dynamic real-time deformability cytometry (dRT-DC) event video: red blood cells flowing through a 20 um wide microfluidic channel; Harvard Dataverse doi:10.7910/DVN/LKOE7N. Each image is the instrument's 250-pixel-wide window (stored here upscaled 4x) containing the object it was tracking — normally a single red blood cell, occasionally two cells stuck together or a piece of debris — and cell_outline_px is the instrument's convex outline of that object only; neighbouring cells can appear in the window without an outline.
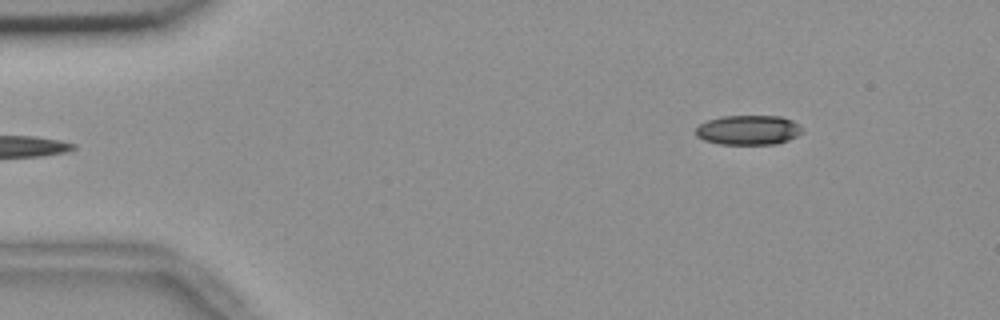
{"species": "common noctule bat (a hibernating species)", "species_latin": "Nyctalus noctula", "temperature_condition": "room temperature", "stored_images_in_passage": 49, "camera_frame_rate_fps": 3000, "um_per_image_px": 0.085, "animal": {"sex": "female", "body_mass_g": 18.4}, "frame": {"image": 1, "passage_image": 1, "time_ms": 0.0, "image_size_px": [1000, 320], "cell_outline_px": [[804, 132], [788, 140], [776, 144], [720, 144], [704, 140], [696, 136], [696, 128], [700, 124], [708, 120], [720, 116], [780, 116], [792, 120], [800, 124]], "centroid_in_image_um": [63.63, 11.05], "position_along_channel_um": 21.4, "area_um2": 18.5}}
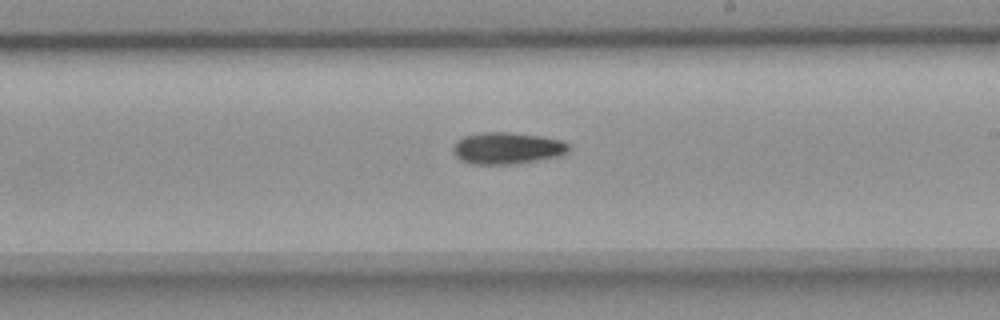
{"frame": {"image": 2, "passage_image": 26, "time_ms": 8.333, "image_size_px": [1000, 320], "cell_outline_px": [[568, 152], [560, 156], [516, 164], [472, 164], [460, 160], [456, 156], [452, 148], [456, 140], [464, 136], [484, 132], [508, 132], [540, 136], [564, 140], [568, 144]], "centroid_in_image_um": [43.11, 12.6], "position_along_channel_um": 245.9, "area_um2": 21.5}}
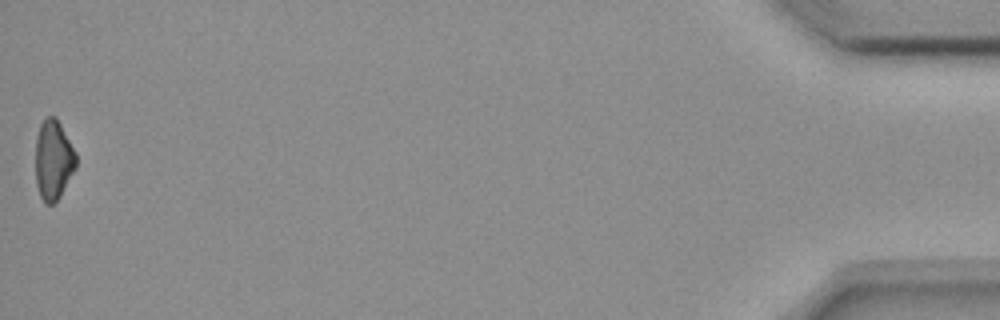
{"frame": {"image": 3, "passage_image": 49, "time_ms": 16.0, "image_size_px": [1000, 320], "cell_outline_px": [[76, 168], [60, 196], [52, 204], [44, 204], [40, 196], [36, 184], [36, 136], [40, 124], [44, 116], [56, 116], [76, 152]], "centroid_in_image_um": [4.53, 13.57], "position_along_channel_um": 430.7, "area_um2": 19.02}, "authors_computed_cell_mechanics": {"area_um2": 19.9988, "velocity_mm_per_s": 3.6801, "shape_relaxation_time_tau1_ms": 5.3601, "shape_relaxation_time_tau2_ms": null, "deformation_change_tau1": 0.1488, "deformation_change_tau2": null}}